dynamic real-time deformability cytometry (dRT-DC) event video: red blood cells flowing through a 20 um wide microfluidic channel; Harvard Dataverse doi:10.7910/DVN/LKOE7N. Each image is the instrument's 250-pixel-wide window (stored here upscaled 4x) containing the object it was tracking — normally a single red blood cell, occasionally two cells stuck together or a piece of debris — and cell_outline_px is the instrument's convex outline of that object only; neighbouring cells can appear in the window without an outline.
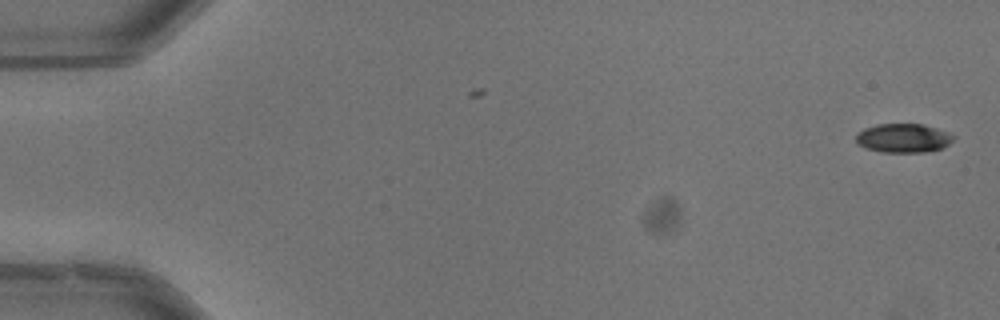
{"species": "common noctule bat (a hibernating species)", "species_latin": "Nyctalus noctula", "temperature_condition": "warm", "stored_images_in_passage": 5, "camera_frame_rate_fps": 3000, "um_per_image_px": 0.085, "animal": {"sex": "male", "body_mass_g": 13.3}, "frame": {"image": 1, "passage_image": 1, "time_ms": 0.0, "image_size_px": [1000, 320], "cell_outline_px": [[956, 136], [948, 144], [940, 148], [924, 152], [884, 152], [868, 148], [856, 144], [856, 132], [864, 128], [876, 124], [924, 124], [948, 132]], "centroid_in_image_um": [76.76, 11.72], "position_along_channel_um": 8.2, "area_um2": 16.42}}